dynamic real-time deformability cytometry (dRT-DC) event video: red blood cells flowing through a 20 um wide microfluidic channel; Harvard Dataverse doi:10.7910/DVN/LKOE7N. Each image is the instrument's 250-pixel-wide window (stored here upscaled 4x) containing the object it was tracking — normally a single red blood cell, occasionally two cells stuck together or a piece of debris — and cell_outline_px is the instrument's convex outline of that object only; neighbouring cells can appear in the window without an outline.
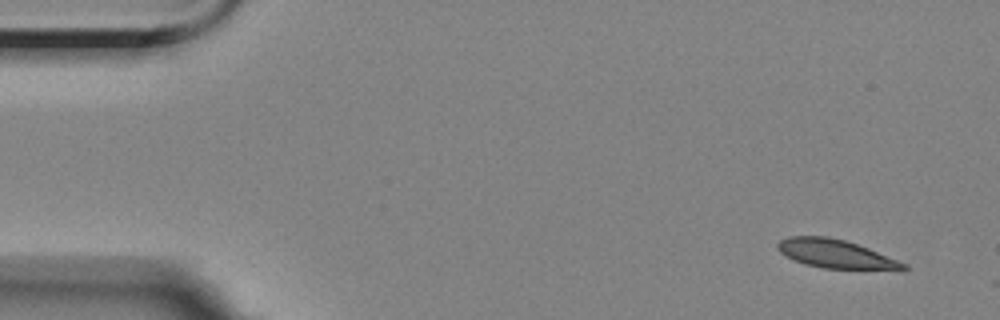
{"species": "Egyptian fruit bat (a non-hibernating species)", "species_latin": "Rousettus aegyptiacus", "temperature_condition": "room temperature", "stored_images_in_passage": 5, "camera_frame_rate_fps": 3000, "um_per_image_px": 0.085, "animal": {"sex": "female"}, "frame": {"image": 1, "passage_image": 1, "time_ms": 0.0, "image_size_px": [1000, 320], "cell_outline_px": [[908, 268], [904, 272], [900, 272], [824, 268], [804, 264], [792, 260], [780, 252], [776, 248], [776, 244], [780, 240], [788, 236], [828, 236], [844, 240], [868, 248], [908, 264]], "centroid_in_image_um": [71.13, 21.63], "position_along_channel_um": 13.9, "area_um2": 21.73}}
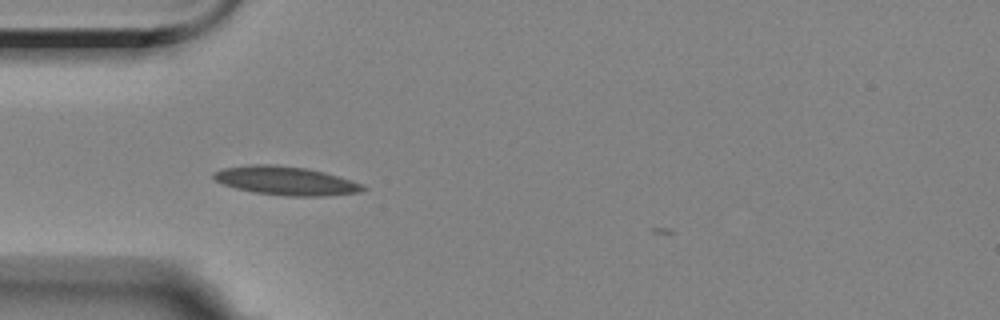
{"frame": {"image": 2, "passage_image": 4, "time_ms": 4.333, "image_size_px": [1000, 320], "cell_outline_px": [[368, 188], [360, 192], [324, 196], [288, 196], [256, 192], [236, 188], [224, 184], [216, 180], [212, 176], [212, 172], [224, 168], [252, 164], [272, 164], [304, 168], [324, 172], [352, 180], [364, 184]], "centroid_in_image_um": [24.32, 15.36], "position_along_channel_um": 60.7, "area_um2": 24.8}}
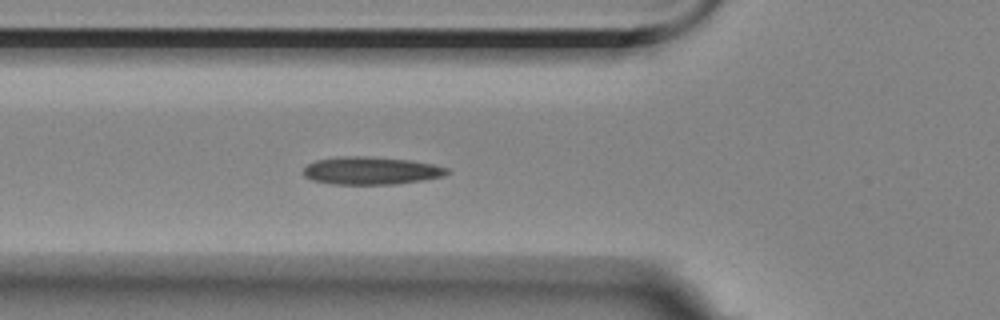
{"frame": {"image": 3, "passage_image": 5, "time_ms": 5.333, "image_size_px": [1000, 320], "cell_outline_px": [[452, 172], [444, 176], [424, 180], [396, 184], [332, 184], [312, 180], [304, 176], [304, 168], [308, 164], [316, 160], [340, 156], [368, 156], [412, 160], [432, 164], [448, 168]], "centroid_in_image_um": [31.57, 14.5], "position_along_channel_um": 94.2, "area_um2": 23.41}}